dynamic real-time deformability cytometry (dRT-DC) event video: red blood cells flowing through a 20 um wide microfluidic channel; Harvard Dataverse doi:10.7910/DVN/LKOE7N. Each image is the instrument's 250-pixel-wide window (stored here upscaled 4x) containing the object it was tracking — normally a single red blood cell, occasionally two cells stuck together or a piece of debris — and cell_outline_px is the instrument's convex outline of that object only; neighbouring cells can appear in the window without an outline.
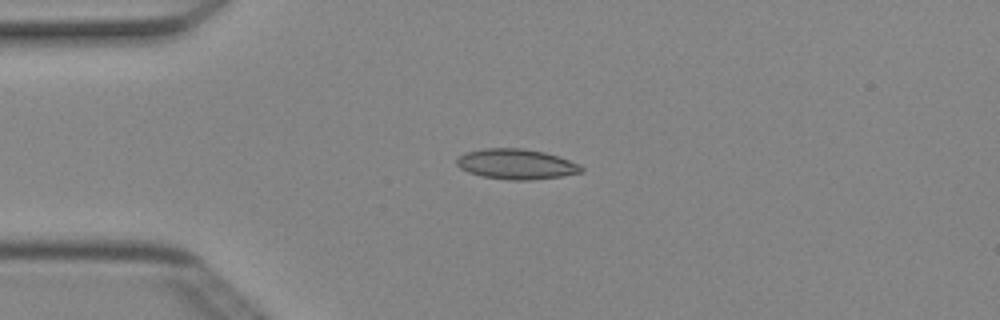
{"species": "Egyptian fruit bat (a non-hibernating species)", "species_latin": "Rousettus aegyptiacus", "temperature_condition": "cold", "stored_images_in_passage": 5, "camera_frame_rate_fps": 3000, "um_per_image_px": 0.085, "animal": {"sex": "female"}, "frame": {"image": 1, "passage_image": 4, "time_ms": 1.0, "image_size_px": [1000, 320], "cell_outline_px": [[584, 172], [560, 176], [528, 180], [508, 180], [480, 176], [468, 172], [460, 168], [456, 164], [456, 160], [464, 152], [484, 148], [524, 148], [544, 152], [580, 164], [584, 168]], "centroid_in_image_um": [43.86, 13.95], "position_along_channel_um": 41.1, "area_um2": 22.02}}
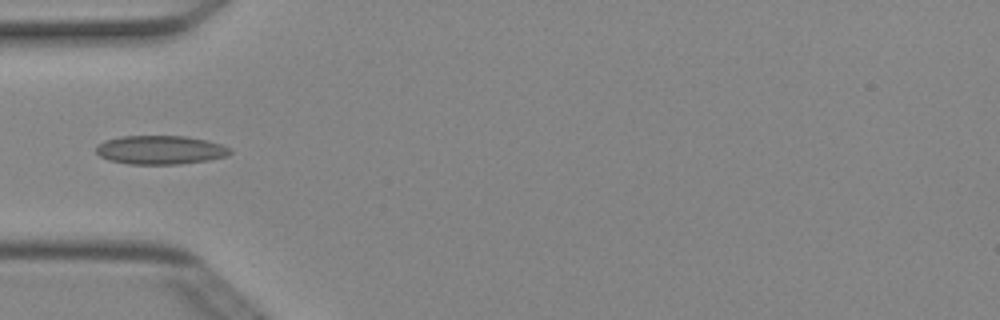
{"frame": {"image": 2, "passage_image": 5, "time_ms": 1.333, "image_size_px": [1000, 320], "cell_outline_px": [[232, 152], [228, 156], [208, 160], [180, 164], [128, 164], [108, 160], [100, 156], [96, 152], [96, 148], [104, 140], [120, 136], [184, 136], [208, 140], [220, 144], [228, 148]], "centroid_in_image_um": [13.62, 12.74], "position_along_channel_um": 71.4, "area_um2": 22.48}}